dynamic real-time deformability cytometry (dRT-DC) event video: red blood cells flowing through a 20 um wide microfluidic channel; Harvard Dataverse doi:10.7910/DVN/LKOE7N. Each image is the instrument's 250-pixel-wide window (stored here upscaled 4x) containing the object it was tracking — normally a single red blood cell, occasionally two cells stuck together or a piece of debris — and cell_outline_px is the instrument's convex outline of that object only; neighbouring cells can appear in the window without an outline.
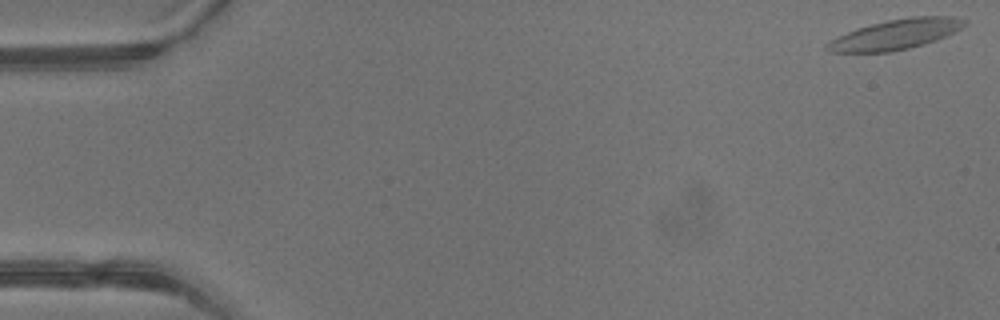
{"species": "common noctule bat (a hibernating species)", "species_latin": "Nyctalus noctula", "temperature_condition": "warm", "stored_images_in_passage": 4, "camera_frame_rate_fps": 3000, "um_per_image_px": 0.085, "animal": {"sex": "male", "body_mass_g": 13.3}, "frame": {"image": 1, "passage_image": 1, "time_ms": 0.0, "image_size_px": [1000, 320], "cell_outline_px": [[968, 24], [936, 40], [924, 44], [892, 52], [828, 52], [824, 48], [824, 44], [856, 28], [888, 20], [912, 16], [952, 16], [968, 20]], "centroid_in_image_um": [76.13, 2.92], "position_along_channel_um": 8.9, "area_um2": 23.93}}
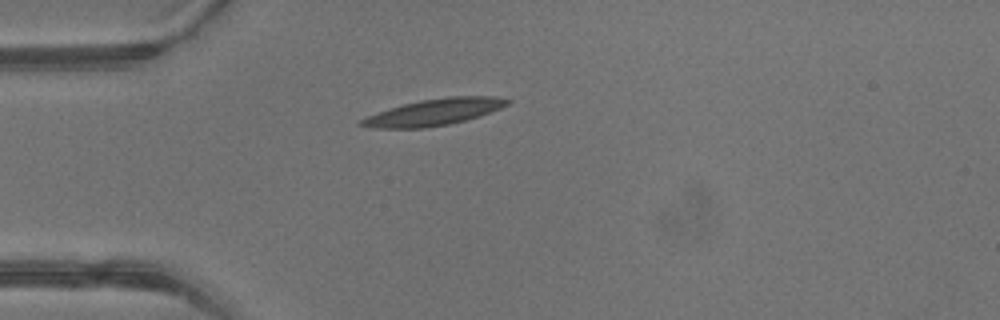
{"frame": {"image": 2, "passage_image": 4, "time_ms": 1.0, "image_size_px": [1000, 320], "cell_outline_px": [[512, 100], [508, 104], [500, 108], [480, 116], [448, 124], [424, 128], [376, 128], [356, 124], [360, 120], [368, 116], [404, 104], [420, 100], [448, 96], [496, 96]], "centroid_in_image_um": [36.94, 9.52], "position_along_channel_um": 48.1, "area_um2": 22.25}}